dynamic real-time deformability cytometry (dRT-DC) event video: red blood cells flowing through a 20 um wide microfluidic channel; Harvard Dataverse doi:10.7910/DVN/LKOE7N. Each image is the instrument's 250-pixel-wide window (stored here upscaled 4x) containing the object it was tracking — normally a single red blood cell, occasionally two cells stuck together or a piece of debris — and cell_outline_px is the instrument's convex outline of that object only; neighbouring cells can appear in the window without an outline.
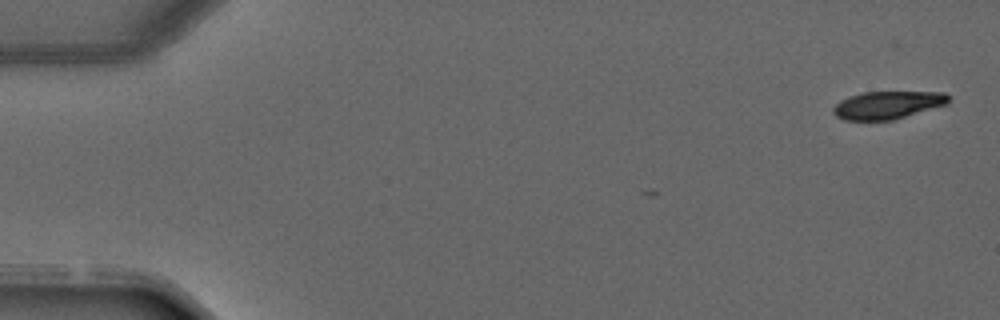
{"species": "common noctule bat (a hibernating species)", "species_latin": "Nyctalus noctula", "temperature_condition": "warm", "stored_images_in_passage": 4, "camera_frame_rate_fps": 3000, "um_per_image_px": 0.085, "animal": {"sex": "male", "forearm_length_mm": 52.5}, "frame": {"image": 1, "passage_image": 1, "time_ms": 0.0, "image_size_px": [1000, 320], "cell_outline_px": [[952, 96], [948, 104], [892, 120], [844, 120], [836, 116], [832, 112], [832, 108], [840, 100], [848, 96], [864, 92], [944, 92]], "centroid_in_image_um": [75.46, 8.92], "position_along_channel_um": 9.5, "area_um2": 18.79}}
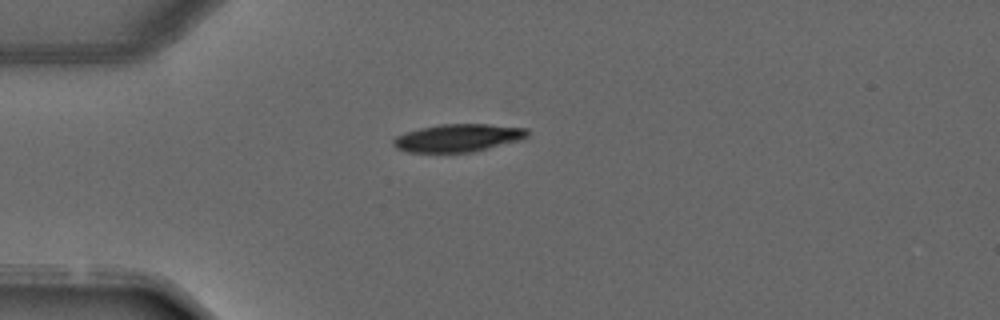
{"frame": {"image": 2, "passage_image": 4, "time_ms": 3.333, "image_size_px": [1000, 320], "cell_outline_px": [[528, 136], [524, 140], [472, 152], [408, 152], [396, 148], [392, 144], [392, 140], [396, 136], [420, 128], [440, 124], [488, 124], [528, 128]], "centroid_in_image_um": [38.98, 11.72], "position_along_channel_um": 46.0, "area_um2": 21.85}}